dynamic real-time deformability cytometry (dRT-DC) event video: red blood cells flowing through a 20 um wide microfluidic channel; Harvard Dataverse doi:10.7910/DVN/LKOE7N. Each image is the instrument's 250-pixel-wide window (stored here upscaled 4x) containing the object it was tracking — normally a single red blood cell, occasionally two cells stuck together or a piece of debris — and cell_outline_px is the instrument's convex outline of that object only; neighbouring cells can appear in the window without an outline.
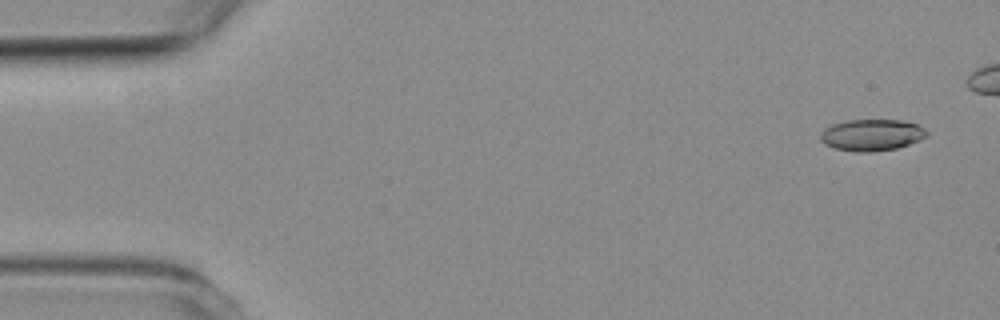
{"species": "common noctule bat (a hibernating species)", "species_latin": "Nyctalus noctula", "temperature_condition": "room temperature", "stored_images_in_passage": 7, "camera_frame_rate_fps": 3000, "um_per_image_px": 0.085, "animal": {"sex": "female", "body_mass_g": 19.3, "forearm_length_mm": 54.1}, "frame": {"image": 1, "passage_image": 1, "time_ms": 0.0, "image_size_px": [1000, 320], "cell_outline_px": [[928, 136], [920, 140], [896, 148], [872, 152], [856, 152], [832, 148], [824, 144], [820, 140], [820, 132], [824, 128], [832, 124], [848, 120], [900, 120], [916, 124], [924, 128], [928, 132]], "centroid_in_image_um": [74.06, 11.48], "position_along_channel_um": 10.9, "area_um2": 19.71}}
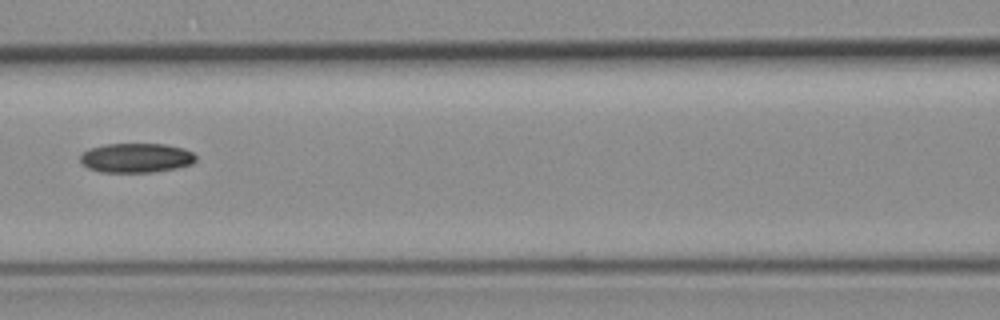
{"frame": {"image": 2, "passage_image": 7, "time_ms": 6.667, "image_size_px": [1000, 320], "cell_outline_px": [[196, 160], [192, 164], [176, 168], [152, 172], [100, 172], [88, 168], [80, 164], [80, 156], [88, 148], [104, 144], [164, 144], [184, 148], [192, 152], [196, 156]], "centroid_in_image_um": [11.55, 13.42], "position_along_channel_um": 155.0, "area_um2": 20.0}}